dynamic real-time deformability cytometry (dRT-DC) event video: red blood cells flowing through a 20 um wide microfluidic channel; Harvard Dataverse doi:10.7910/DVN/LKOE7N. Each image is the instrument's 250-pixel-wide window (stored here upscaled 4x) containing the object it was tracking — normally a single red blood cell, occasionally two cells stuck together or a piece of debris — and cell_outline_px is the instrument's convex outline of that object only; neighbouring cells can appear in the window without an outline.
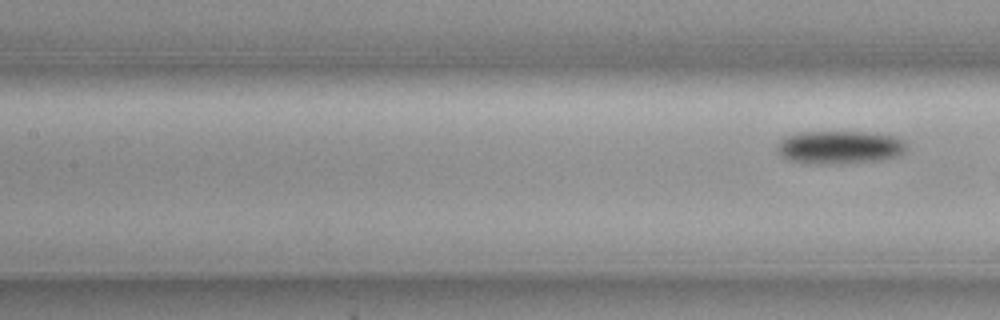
{"species": "common noctule bat (a hibernating species)", "species_latin": "Nyctalus noctula", "temperature_condition": "cold", "stored_images_in_passage": 10, "segment_of_instrument_passage": [2, 2], "camera_frame_rate_fps": 3000, "um_per_image_px": 0.085, "animal": {"sex": "female", "body_mass_g": 19.3, "forearm_length_mm": 54.1}, "frame": {"image": 1, "passage_image": 10, "time_ms": 3.0, "image_size_px": [1000, 320], "cell_outline_px": [[908, 144], [896, 156], [876, 160], [836, 164], [816, 164], [788, 160], [780, 156], [776, 152], [776, 144], [780, 140], [788, 136], [800, 132], [868, 132], [896, 136], [904, 140]], "centroid_in_image_um": [71.31, 12.51], "position_along_channel_um": 136.1, "area_um2": 24.97}}